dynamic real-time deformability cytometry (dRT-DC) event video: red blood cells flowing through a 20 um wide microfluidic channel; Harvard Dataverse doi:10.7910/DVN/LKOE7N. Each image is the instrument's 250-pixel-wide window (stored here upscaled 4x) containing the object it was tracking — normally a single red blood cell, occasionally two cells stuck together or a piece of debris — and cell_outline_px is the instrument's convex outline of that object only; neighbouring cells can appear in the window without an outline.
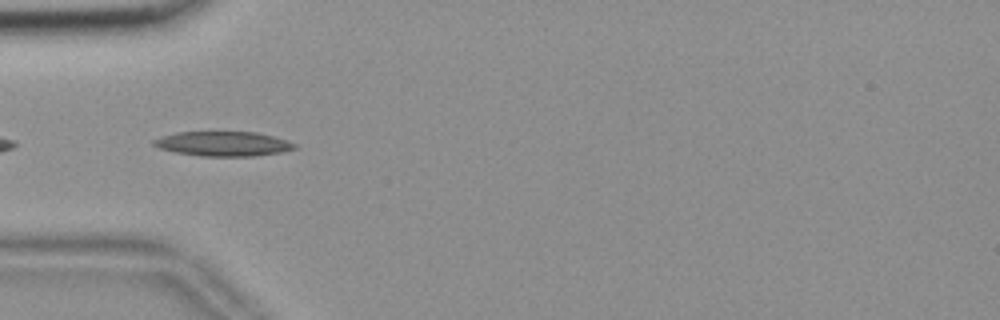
{"species": "common noctule bat (a hibernating species)", "species_latin": "Nyctalus noctula", "temperature_condition": "room temperature", "stored_images_in_passage": 8, "camera_frame_rate_fps": 3000, "um_per_image_px": 0.085, "animal": {"sex": "female", "body_mass_g": 18.4}, "frame": {"image": 1, "passage_image": 3, "time_ms": 0.667, "image_size_px": [1000, 320], "cell_outline_px": [[296, 148], [280, 152], [256, 156], [200, 156], [176, 152], [160, 148], [152, 144], [152, 140], [160, 136], [176, 132], [256, 132], [288, 140], [296, 144]], "centroid_in_image_um": [18.95, 12.22], "position_along_channel_um": 66.0, "area_um2": 20.23}}